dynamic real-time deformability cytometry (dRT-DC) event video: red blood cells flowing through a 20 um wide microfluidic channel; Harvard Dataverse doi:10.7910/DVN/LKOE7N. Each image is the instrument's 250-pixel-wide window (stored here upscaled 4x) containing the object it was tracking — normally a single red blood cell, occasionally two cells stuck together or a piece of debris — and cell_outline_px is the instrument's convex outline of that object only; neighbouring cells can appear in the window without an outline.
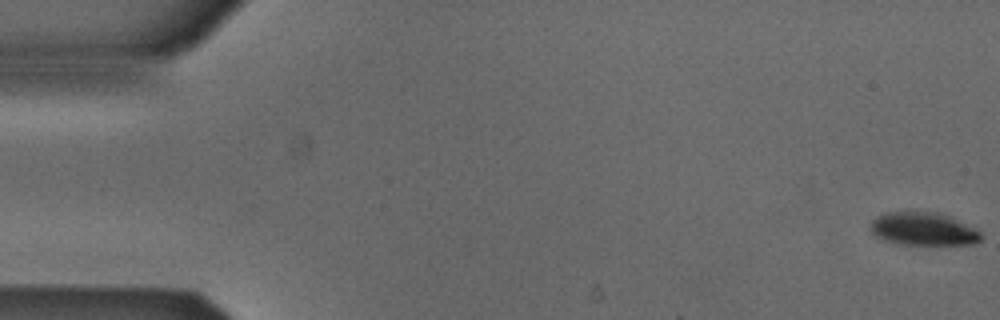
{"species": "Egyptian fruit bat (a non-hibernating species)", "species_latin": "Rousettus aegyptiacus", "temperature_condition": "cold", "stored_images_in_passage": 54, "camera_frame_rate_fps": 3000, "um_per_image_px": 0.085, "animal": {"sex": "male"}, "frame": {"image": 1, "passage_image": 1, "time_ms": 0.0, "image_size_px": [1000, 320], "cell_outline_px": [[980, 240], [976, 244], [904, 244], [884, 240], [876, 236], [872, 232], [872, 220], [876, 216], [888, 212], [940, 212], [976, 228], [980, 232]], "centroid_in_image_um": [78.5, 19.45], "position_along_channel_um": 6.5, "area_um2": 21.04}}
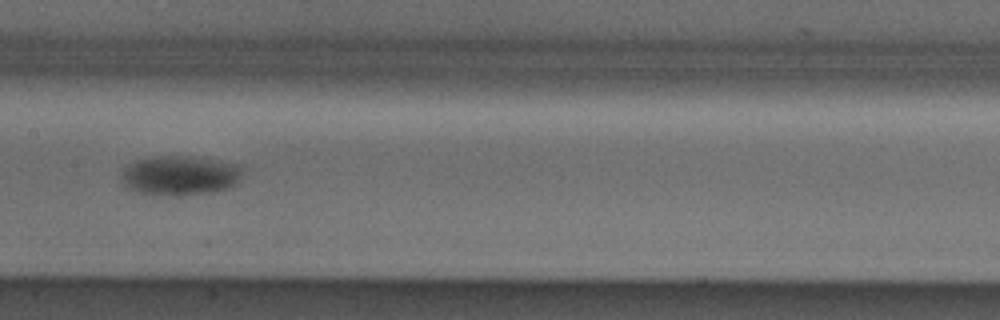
{"frame": {"image": 2, "passage_image": 27, "time_ms": 8.667, "image_size_px": [1000, 320], "cell_outline_px": [[240, 176], [236, 184], [228, 188], [212, 192], [168, 196], [148, 196], [128, 188], [120, 180], [120, 176], [124, 168], [128, 164], [136, 160], [152, 156], [188, 156], [236, 164], [240, 168]], "centroid_in_image_um": [15.19, 14.93], "position_along_channel_um": 192.2, "area_um2": 28.03}}
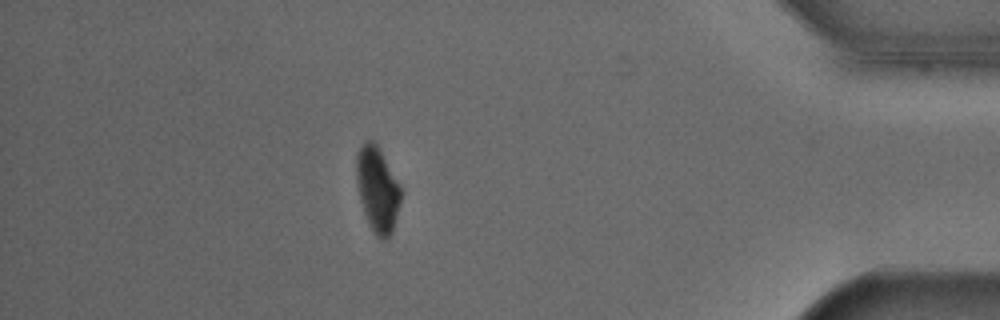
{"frame": {"image": 3, "passage_image": 47, "time_ms": 15.333, "image_size_px": [1000, 320], "cell_outline_px": [[400, 200], [392, 232], [388, 240], [380, 240], [376, 236], [364, 212], [360, 200], [356, 180], [356, 156], [364, 140], [372, 140], [376, 144], [400, 184]], "centroid_in_image_um": [32.07, 16.1], "position_along_channel_um": 403.1, "area_um2": 21.73}, "authors_computed_cell_mechanics": {"area_um2": 24.8829, "velocity_mm_per_s": 3.8728, "shape_relaxation_time_tau1_ms": 1.6538, "shape_relaxation_time_tau2_ms": null, "deformation_change_tau1": 0.099, "deformation_change_tau2": null}}